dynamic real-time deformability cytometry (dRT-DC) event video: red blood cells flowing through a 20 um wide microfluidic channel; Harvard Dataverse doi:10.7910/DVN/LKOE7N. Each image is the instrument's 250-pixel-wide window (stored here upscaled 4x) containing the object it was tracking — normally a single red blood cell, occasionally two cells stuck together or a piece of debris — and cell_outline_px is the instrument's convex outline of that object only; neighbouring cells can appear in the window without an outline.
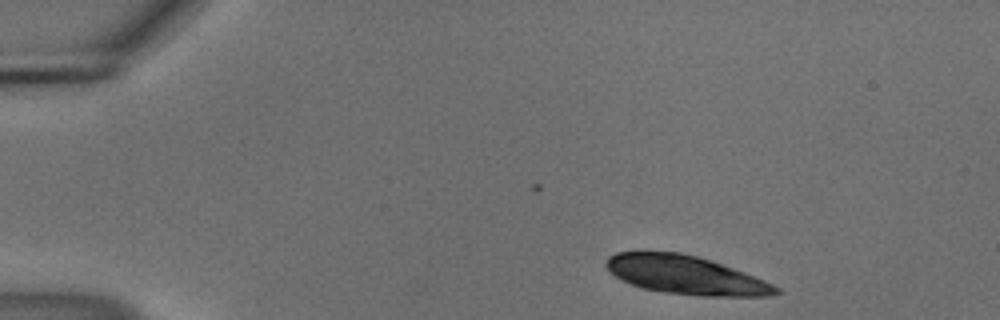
{"species": "common noctule bat (a hibernating species)", "species_latin": "Nyctalus noctula", "temperature_condition": "cold", "stored_images_in_passage": 56, "segment_of_instrument_passage": [2, 3], "camera_frame_rate_fps": 3000, "um_per_image_px": 0.085, "animal": {"sex": "male", "body_mass_g": 18.8}, "frame": {"image": 1, "passage_image": 10, "time_ms": 3.0, "image_size_px": [1000, 320], "cell_outline_px": [[780, 292], [772, 296], [700, 296], [664, 292], [640, 288], [620, 280], [604, 264], [608, 256], [616, 252], [680, 252], [712, 260], [744, 272], [764, 280], [780, 288]], "centroid_in_image_um": [58.28, 23.38], "position_along_channel_um": 26.7, "area_um2": 38.09}}